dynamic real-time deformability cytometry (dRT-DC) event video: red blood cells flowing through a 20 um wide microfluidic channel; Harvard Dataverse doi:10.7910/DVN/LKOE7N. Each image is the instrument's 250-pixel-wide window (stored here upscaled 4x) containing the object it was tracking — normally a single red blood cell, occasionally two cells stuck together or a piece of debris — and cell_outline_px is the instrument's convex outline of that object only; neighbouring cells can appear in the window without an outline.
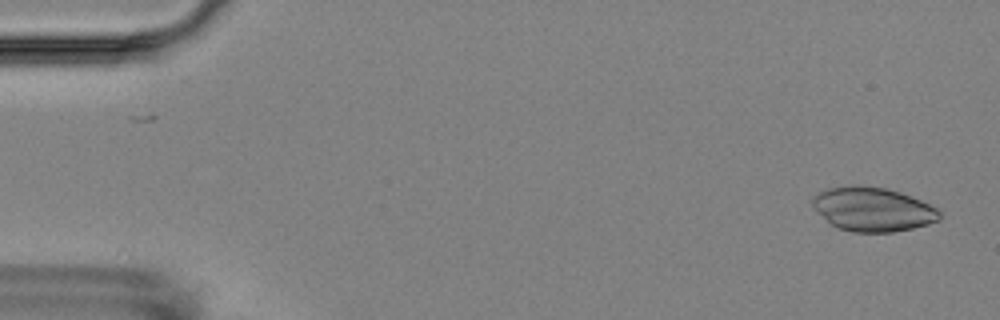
{"species": "Egyptian fruit bat (a non-hibernating species)", "species_latin": "Rousettus aegyptiacus", "temperature_condition": "room temperature", "stored_images_in_passage": 3, "camera_frame_rate_fps": 3000, "um_per_image_px": 0.085, "animal": {"sex": "female"}, "frame": {"image": 1, "passage_image": 3, "time_ms": 2.0, "image_size_px": [1000, 320], "cell_outline_px": [[940, 220], [928, 224], [912, 228], [892, 232], [852, 232], [840, 228], [832, 224], [816, 212], [812, 208], [812, 196], [828, 188], [848, 184], [856, 184], [884, 188], [900, 192], [912, 196], [936, 208], [940, 212]], "centroid_in_image_um": [74.15, 17.77], "position_along_channel_um": 10.8, "area_um2": 32.71}}